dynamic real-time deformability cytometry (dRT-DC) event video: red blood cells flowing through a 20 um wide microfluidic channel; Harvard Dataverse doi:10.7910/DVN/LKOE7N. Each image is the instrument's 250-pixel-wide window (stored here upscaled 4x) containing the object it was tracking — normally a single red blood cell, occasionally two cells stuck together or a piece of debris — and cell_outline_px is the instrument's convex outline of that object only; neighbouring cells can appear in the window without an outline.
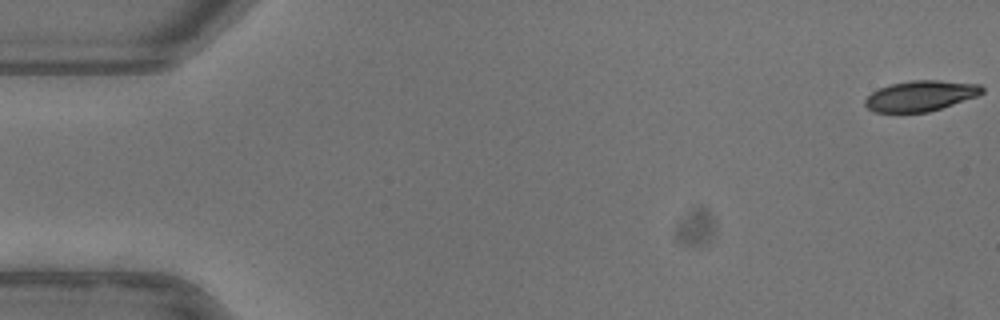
{"species": "common noctule bat (a hibernating species)", "species_latin": "Nyctalus noctula", "temperature_condition": "warm", "stored_images_in_passage": 53, "camera_frame_rate_fps": 3000, "um_per_image_px": 0.085, "animal": {"sex": "female"}, "frame": {"image": 1, "passage_image": 1, "time_ms": 0.0, "image_size_px": [1000, 320], "cell_outline_px": [[984, 92], [976, 96], [928, 112], [876, 112], [868, 108], [864, 104], [864, 100], [872, 92], [880, 88], [892, 84], [912, 80], [936, 80], [980, 84], [984, 88]], "centroid_in_image_um": [78.25, 8.14], "position_along_channel_um": 6.8, "area_um2": 20.52}}
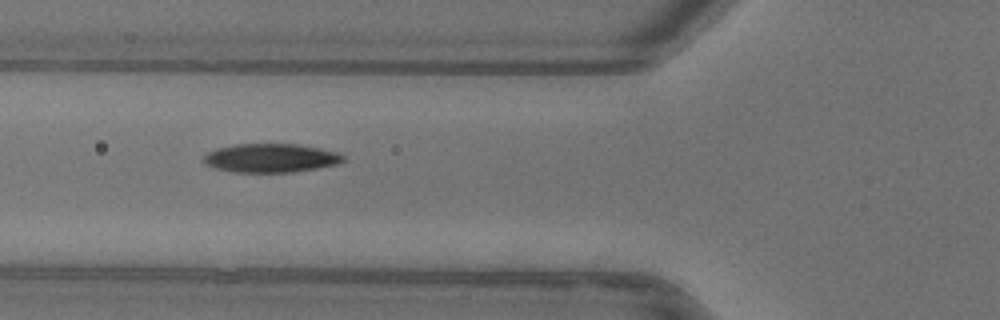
{"frame": {"image": 2, "passage_image": 20, "time_ms": 6.333, "image_size_px": [1000, 320], "cell_outline_px": [[344, 160], [336, 164], [316, 168], [292, 172], [236, 172], [216, 168], [204, 164], [204, 156], [208, 152], [216, 148], [236, 144], [300, 144], [340, 152], [344, 156]], "centroid_in_image_um": [23.03, 13.42], "position_along_channel_um": 102.8, "area_um2": 23.35}}
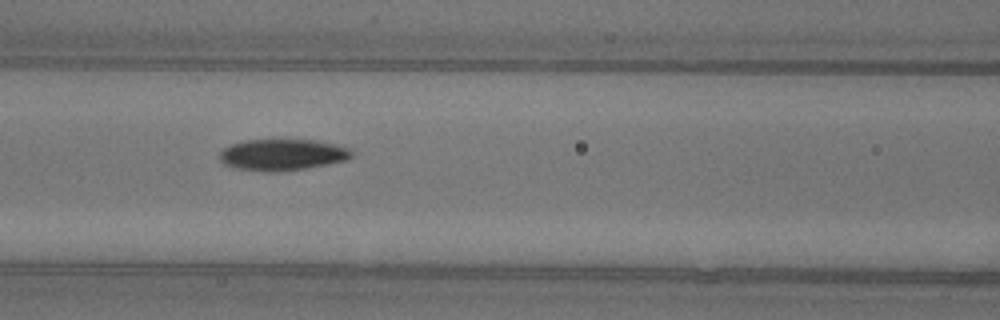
{"frame": {"image": 3, "passage_image": 23, "time_ms": 7.333, "image_size_px": [1000, 320], "cell_outline_px": [[352, 156], [348, 160], [304, 168], [272, 172], [268, 172], [236, 168], [224, 164], [220, 160], [220, 152], [224, 148], [232, 144], [244, 140], [316, 140], [348, 148], [352, 152]], "centroid_in_image_um": [23.98, 13.15], "position_along_channel_um": 142.6, "area_um2": 23.81}, "authors_computed_cell_mechanics": {"area_um2": 23.1778, "velocity_mm_per_s": 3.9398, "shape_relaxation_time_tau1_ms": 3.1918, "shape_relaxation_time_tau2_ms": 2.4225, "deformation_change_tau1": 0.1543, "deformation_change_tau2": 0.0658}}